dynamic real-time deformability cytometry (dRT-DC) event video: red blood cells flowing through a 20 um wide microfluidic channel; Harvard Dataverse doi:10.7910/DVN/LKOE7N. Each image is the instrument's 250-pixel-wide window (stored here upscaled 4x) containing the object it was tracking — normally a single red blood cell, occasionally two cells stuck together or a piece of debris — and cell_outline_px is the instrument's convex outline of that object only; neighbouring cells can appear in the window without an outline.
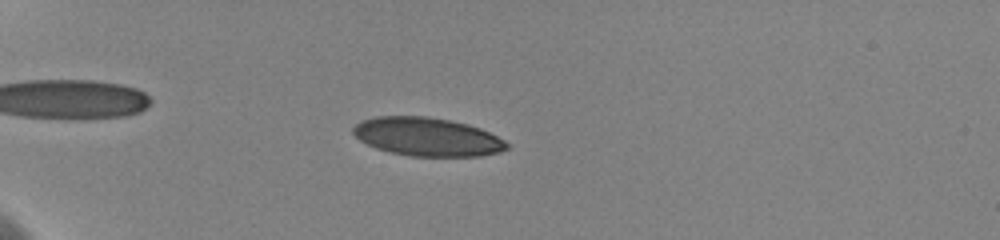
{"species": "human", "species_latin": "Homo sapiens", "temperature_condition": "cold", "stored_images_in_passage": 60, "camera_frame_rate_fps": 3000, "um_per_image_px": 0.085, "donor": {"sex": "female"}, "frame": {"image": 1, "passage_image": 19, "time_ms": 6.0, "image_size_px": [1000, 240], "cell_outline_px": [[508, 148], [500, 152], [480, 156], [412, 156], [392, 152], [376, 148], [360, 140], [352, 132], [352, 128], [360, 120], [376, 116], [428, 116], [468, 124], [480, 128], [504, 140], [508, 144]], "centroid_in_image_um": [36.3, 11.62], "position_along_channel_um": 48.7, "area_um2": 34.33}}
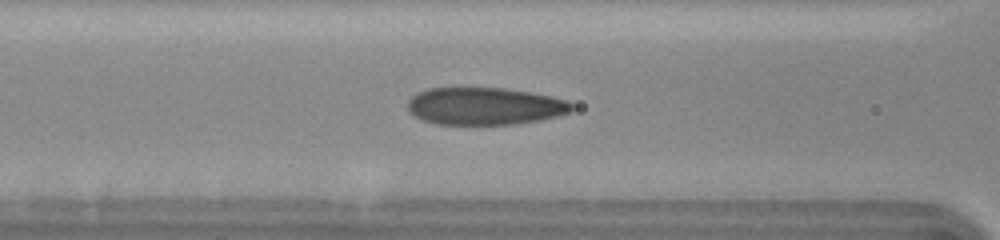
{"frame": {"image": 2, "passage_image": 29, "time_ms": 9.333, "image_size_px": [1000, 240], "cell_outline_px": [[576, 108], [572, 112], [560, 116], [540, 120], [516, 124], [436, 124], [424, 120], [408, 112], [408, 100], [412, 96], [428, 88], [504, 88], [552, 96], [568, 100]], "centroid_in_image_um": [41.26, 9.02], "position_along_channel_um": 125.3, "area_um2": 35.89}}
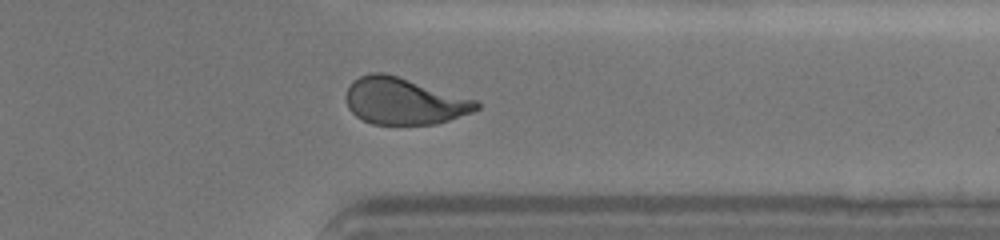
{"frame": {"image": 3, "passage_image": 50, "time_ms": 16.333, "image_size_px": [1000, 240], "cell_outline_px": [[480, 108], [472, 112], [436, 124], [372, 124], [356, 116], [348, 108], [344, 96], [352, 80], [360, 76], [372, 72], [384, 72], [476, 100], [480, 104]], "centroid_in_image_um": [34.3, 8.59], "position_along_channel_um": 377.1, "area_um2": 35.32}, "authors_computed_cell_mechanics": {"area_um2": 35.2869, "velocity_mm_per_s": 3.5908, "shape_relaxation_time_tau1_ms": 4.5494, "shape_relaxation_time_tau2_ms": 0.9263, "deformation_change_tau1": 0.1699, "deformation_change_tau2": 0.0629}}